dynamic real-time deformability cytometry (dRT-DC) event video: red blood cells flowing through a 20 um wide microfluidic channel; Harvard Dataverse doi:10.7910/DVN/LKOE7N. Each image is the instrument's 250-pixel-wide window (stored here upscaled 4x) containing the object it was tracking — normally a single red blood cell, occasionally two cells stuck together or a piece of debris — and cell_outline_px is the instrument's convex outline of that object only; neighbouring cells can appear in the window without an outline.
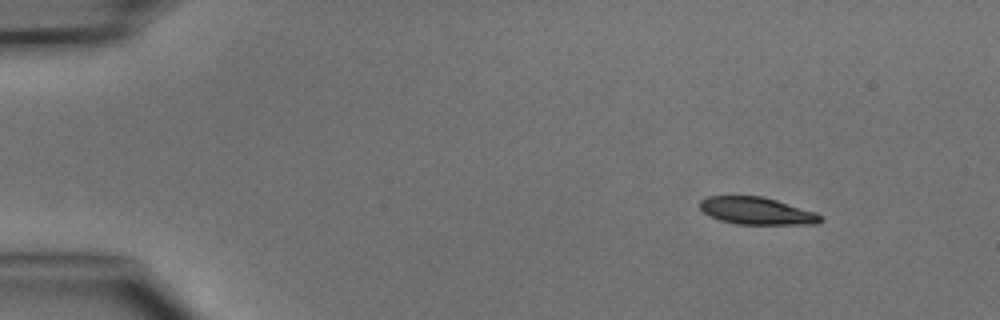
{"species": "common noctule bat (a hibernating species)", "species_latin": "Nyctalus noctula", "temperature_condition": "cold", "stored_images_in_passage": 4, "camera_frame_rate_fps": 3000, "um_per_image_px": 0.085, "animal": {"sex": "male", "body_mass_g": 15.6}, "frame": {"image": 1, "passage_image": 1, "time_ms": 0.0, "image_size_px": [1000, 320], "cell_outline_px": [[824, 220], [816, 224], [736, 224], [720, 220], [704, 212], [700, 208], [700, 200], [708, 196], [760, 196], [776, 200], [816, 212]], "centroid_in_image_um": [64.33, 17.93], "position_along_channel_um": 20.7, "area_um2": 19.02}}